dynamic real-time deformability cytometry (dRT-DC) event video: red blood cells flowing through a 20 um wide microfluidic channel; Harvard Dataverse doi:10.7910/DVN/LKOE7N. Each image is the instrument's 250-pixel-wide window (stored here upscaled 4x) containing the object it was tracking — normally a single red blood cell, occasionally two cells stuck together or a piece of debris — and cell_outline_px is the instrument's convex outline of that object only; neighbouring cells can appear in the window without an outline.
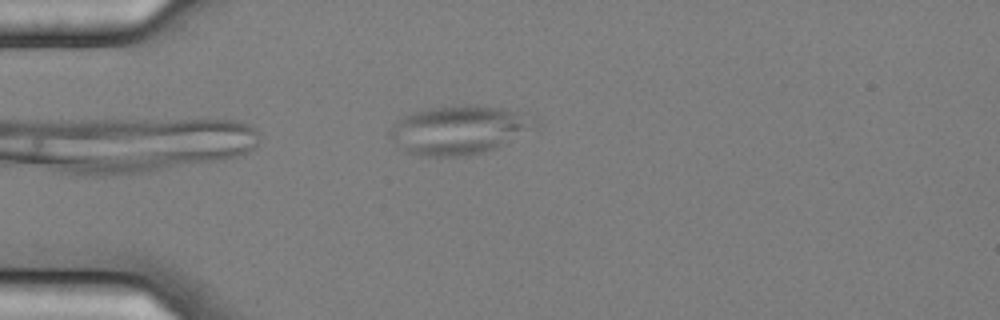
{"species": "common noctule bat (a hibernating species)", "species_latin": "Nyctalus noctula", "temperature_condition": "cold", "stored_images_in_passage": 7, "camera_frame_rate_fps": 3000, "um_per_image_px": 0.085, "animal": {"sex": "female", "body_mass_g": 25.1}, "frame": {"image": 1, "passage_image": 2, "time_ms": 0.333, "image_size_px": [1000, 320], "cell_outline_px": [[536, 128], [496, 148], [484, 152], [456, 156], [436, 156], [408, 152], [396, 148], [388, 136], [388, 132], [404, 116], [428, 108], [468, 104], [476, 104], [500, 108], [536, 116]], "centroid_in_image_um": [39.04, 11.03], "position_along_channel_um": 46.0, "area_um2": 41.04}}